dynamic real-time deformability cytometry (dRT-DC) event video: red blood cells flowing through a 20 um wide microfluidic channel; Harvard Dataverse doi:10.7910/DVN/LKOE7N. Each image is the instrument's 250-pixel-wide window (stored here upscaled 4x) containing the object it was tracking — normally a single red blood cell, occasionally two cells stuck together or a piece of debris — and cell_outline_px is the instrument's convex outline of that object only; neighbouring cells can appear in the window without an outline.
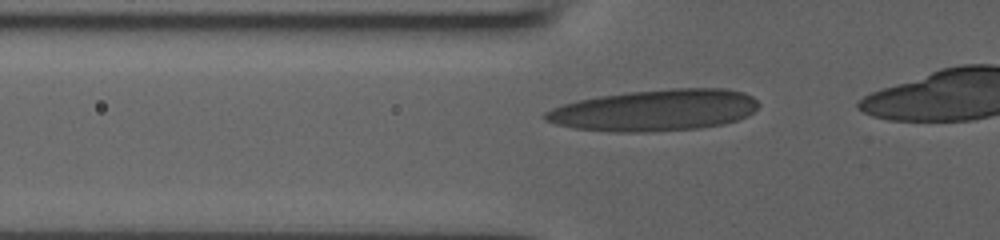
{"species": "human", "species_latin": "Homo sapiens", "temperature_condition": "room temperature", "stored_images_in_passage": 34, "camera_frame_rate_fps": 3000, "um_per_image_px": 0.085, "donor": {"sex": "male"}, "frame": {"image": 1, "passage_image": 7, "time_ms": 2.0, "image_size_px": [1000, 240], "cell_outline_px": [[760, 104], [748, 116], [724, 124], [700, 128], [648, 132], [616, 132], [576, 128], [556, 124], [544, 120], [540, 116], [544, 112], [552, 108], [564, 104], [580, 100], [600, 96], [628, 92], [672, 88], [724, 88], [744, 92], [752, 96]], "centroid_in_image_um": [55.67, 9.37], "position_along_channel_um": 70.1, "area_um2": 51.62}}
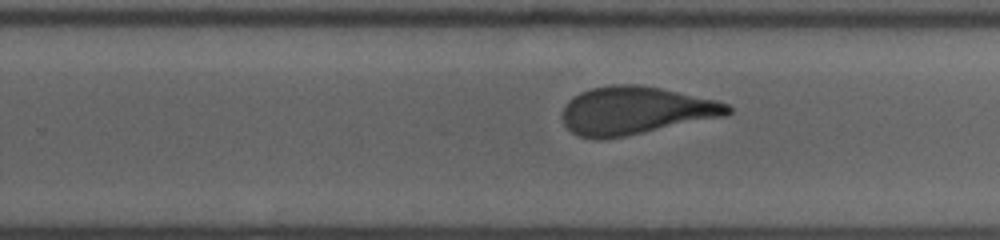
{"frame": {"image": 2, "passage_image": 22, "time_ms": 7.0, "image_size_px": [1000, 240], "cell_outline_px": [[732, 112], [728, 116], [604, 140], [596, 140], [580, 136], [572, 132], [564, 124], [564, 108], [568, 100], [580, 92], [592, 88], [612, 84], [640, 84], [660, 88], [716, 100], [728, 104], [732, 108]], "centroid_in_image_um": [54.04, 9.4], "position_along_channel_um": 275.8, "area_um2": 46.24}}
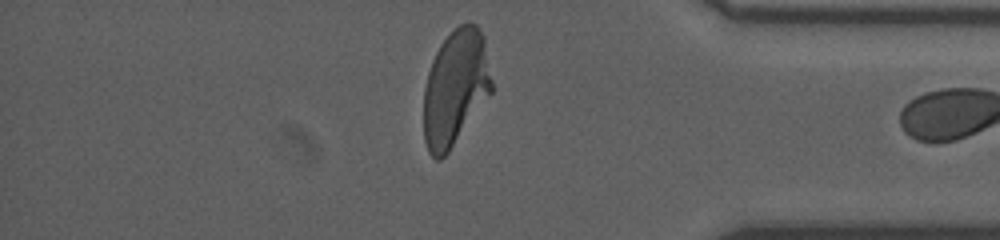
{"frame": {"image": 3, "passage_image": 32, "time_ms": 10.333, "image_size_px": [1000, 240], "cell_outline_px": [[492, 92], [448, 152], [440, 160], [436, 160], [428, 152], [424, 140], [424, 88], [428, 72], [432, 60], [440, 44], [460, 24], [468, 20], [476, 24], [484, 36], [492, 80]], "centroid_in_image_um": [38.71, 7.45], "position_along_channel_um": 396.5, "area_um2": 45.89}}